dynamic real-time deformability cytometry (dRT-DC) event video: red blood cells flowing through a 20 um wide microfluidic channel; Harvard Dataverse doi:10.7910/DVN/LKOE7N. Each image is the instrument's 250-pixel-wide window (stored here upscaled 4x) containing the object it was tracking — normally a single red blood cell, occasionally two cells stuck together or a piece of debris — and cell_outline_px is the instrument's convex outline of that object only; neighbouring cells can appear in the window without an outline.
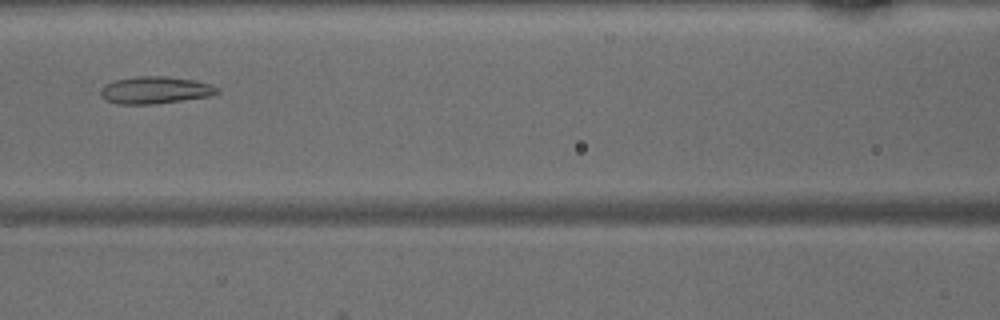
{"species": "common noctule bat (a hibernating species)", "species_latin": "Nyctalus noctula", "temperature_condition": "warm", "stored_images_in_passage": 41, "camera_frame_rate_fps": 3000, "um_per_image_px": 0.085, "animal": {"sex": "male", "body_mass_g": 15.6}, "frame": {"image": 1, "passage_image": 15, "time_ms": 4.667, "image_size_px": [1000, 320], "cell_outline_px": [[220, 92], [208, 96], [152, 104], [116, 104], [104, 100], [100, 96], [100, 88], [104, 84], [116, 80], [136, 76], [164, 76], [192, 80], [212, 84], [220, 88]], "centroid_in_image_um": [13.14, 7.66], "position_along_channel_um": 153.5, "area_um2": 18.5}}
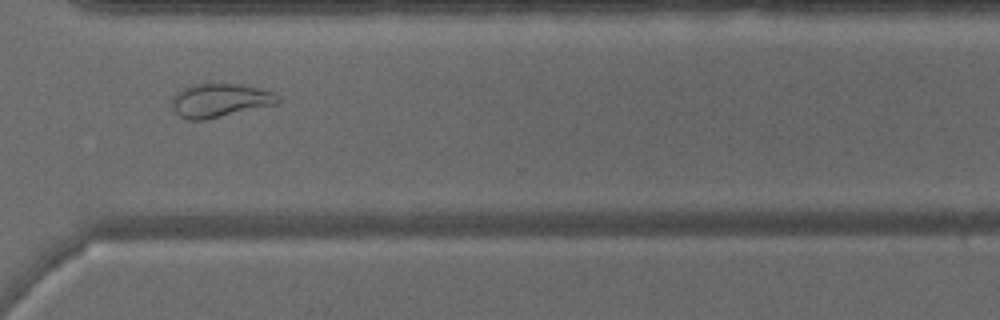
{"frame": {"image": 2, "passage_image": 29, "time_ms": 9.333, "image_size_px": [1000, 320], "cell_outline_px": [[280, 104], [204, 120], [188, 120], [180, 116], [172, 108], [172, 100], [176, 92], [180, 88], [188, 84], [236, 84], [256, 88], [272, 92], [280, 96]], "centroid_in_image_um": [18.69, 8.54], "position_along_channel_um": 351.9, "area_um2": 20.92}}
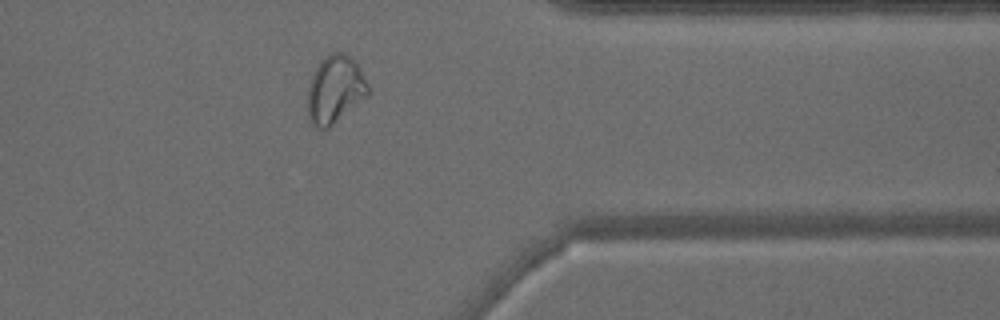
{"frame": {"image": 3, "passage_image": 32, "time_ms": 10.333, "image_size_px": [1000, 320], "cell_outline_px": [[368, 96], [328, 128], [320, 128], [312, 124], [308, 116], [308, 84], [320, 60], [328, 52], [340, 52], [348, 56], [356, 64], [364, 76], [368, 84]], "centroid_in_image_um": [28.46, 7.6], "position_along_channel_um": 382.9, "area_um2": 23.58}}